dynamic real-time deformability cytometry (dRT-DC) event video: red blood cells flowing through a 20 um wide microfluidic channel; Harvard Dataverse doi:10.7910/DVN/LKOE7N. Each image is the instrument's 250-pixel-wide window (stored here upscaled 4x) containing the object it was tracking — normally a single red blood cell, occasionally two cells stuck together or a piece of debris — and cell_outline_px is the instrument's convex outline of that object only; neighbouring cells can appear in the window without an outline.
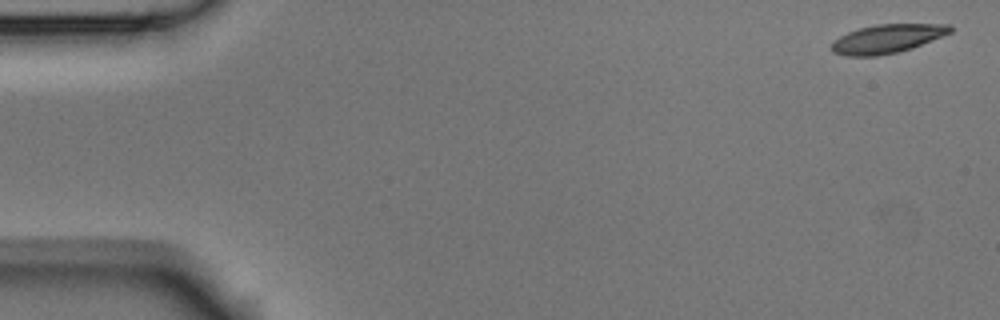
{"species": "Egyptian fruit bat (a non-hibernating species)", "species_latin": "Rousettus aegyptiacus", "temperature_condition": "room temperature", "stored_images_in_passage": 5, "camera_frame_rate_fps": 3000, "um_per_image_px": 0.085, "animal": {"sex": "male"}, "frame": {"image": 1, "passage_image": 1, "time_ms": 0.0, "image_size_px": [1000, 320], "cell_outline_px": [[952, 32], [912, 48], [896, 52], [876, 56], [848, 56], [832, 52], [832, 44], [840, 36], [848, 32], [860, 28], [876, 24], [952, 24]], "centroid_in_image_um": [75.43, 3.28], "position_along_channel_um": 9.6, "area_um2": 19.65}}
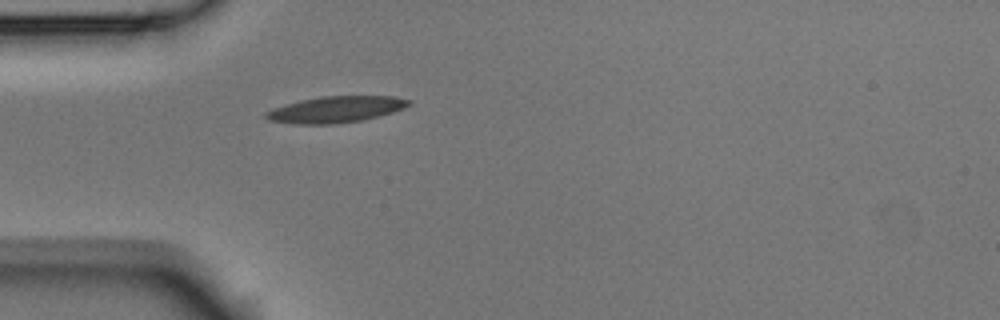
{"frame": {"image": 2, "passage_image": 5, "time_ms": 1.333, "image_size_px": [1000, 320], "cell_outline_px": [[412, 104], [404, 108], [392, 112], [360, 120], [336, 124], [292, 124], [268, 120], [264, 116], [264, 112], [272, 108], [300, 100], [320, 96], [392, 96], [412, 100]], "centroid_in_image_um": [28.51, 9.3], "position_along_channel_um": 56.5, "area_um2": 21.96}}